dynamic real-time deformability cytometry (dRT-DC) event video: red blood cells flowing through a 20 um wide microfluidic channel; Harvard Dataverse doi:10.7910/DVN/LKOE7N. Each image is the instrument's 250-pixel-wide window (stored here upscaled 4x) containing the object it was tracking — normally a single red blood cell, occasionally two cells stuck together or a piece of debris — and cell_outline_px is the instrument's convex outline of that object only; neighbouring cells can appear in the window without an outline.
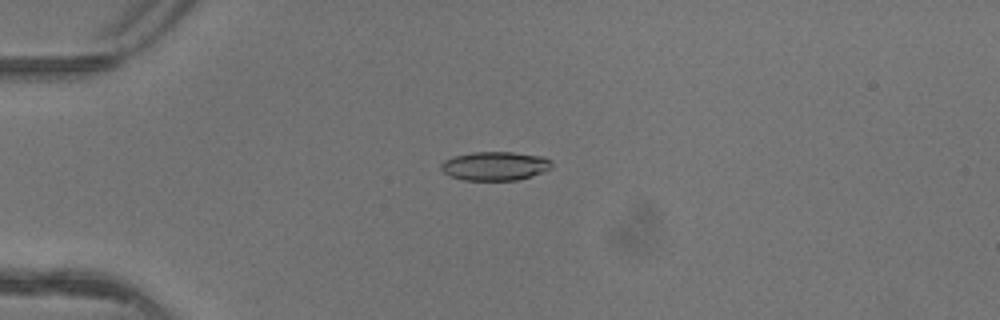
{"species": "common noctule bat (a hibernating species)", "species_latin": "Nyctalus noctula", "temperature_condition": "warm", "stored_images_in_passage": 6, "camera_frame_rate_fps": 3000, "um_per_image_px": 0.085, "animal": {"sex": "female"}, "frame": {"image": 1, "passage_image": 4, "time_ms": 1.0, "image_size_px": [1000, 320], "cell_outline_px": [[552, 168], [532, 176], [516, 180], [464, 180], [448, 176], [440, 168], [440, 164], [444, 160], [452, 156], [472, 152], [512, 152], [544, 156], [552, 160]], "centroid_in_image_um": [42.07, 14.1], "position_along_channel_um": 42.9, "area_um2": 18.84}}
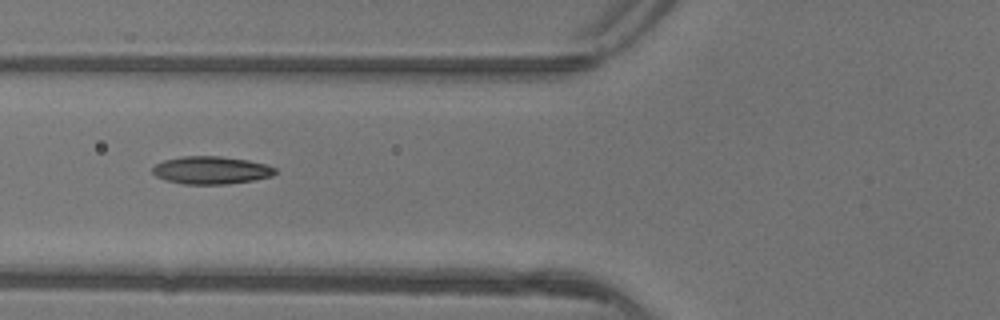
{"frame": {"image": 2, "passage_image": 6, "time_ms": 1.667, "image_size_px": [1000, 320], "cell_outline_px": [[276, 172], [272, 176], [252, 180], [228, 184], [184, 184], [164, 180], [156, 176], [152, 172], [152, 168], [156, 164], [164, 160], [180, 156], [220, 156], [248, 160], [264, 164], [276, 168]], "centroid_in_image_um": [17.92, 14.46], "position_along_channel_um": 107.9, "area_um2": 19.83}}